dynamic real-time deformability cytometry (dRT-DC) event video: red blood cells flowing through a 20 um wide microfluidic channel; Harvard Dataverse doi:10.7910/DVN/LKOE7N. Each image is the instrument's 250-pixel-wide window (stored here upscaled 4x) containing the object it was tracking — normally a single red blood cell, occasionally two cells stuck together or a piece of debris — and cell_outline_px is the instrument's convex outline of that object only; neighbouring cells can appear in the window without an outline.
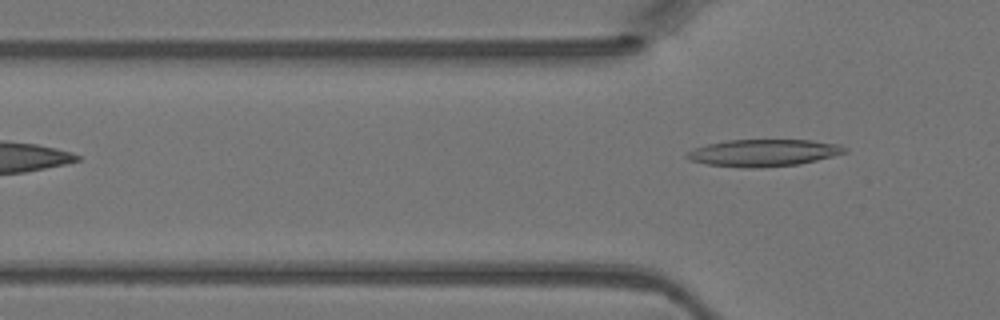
{"species": "Egyptian fruit bat (a non-hibernating species)", "species_latin": "Rousettus aegyptiacus", "temperature_condition": "warm", "stored_images_in_passage": 2, "camera_frame_rate_fps": 3000, "um_per_image_px": 0.085, "animal": {"sex": "female"}, "frame": {"image": 1, "passage_image": 2, "time_ms": 0.333, "image_size_px": [1000, 320], "cell_outline_px": [[848, 152], [800, 164], [748, 168], [708, 164], [688, 160], [684, 156], [692, 148], [708, 144], [728, 140], [812, 140], [840, 144], [848, 148]], "centroid_in_image_um": [64.91, 12.98], "position_along_channel_um": 60.9, "area_um2": 24.8}}